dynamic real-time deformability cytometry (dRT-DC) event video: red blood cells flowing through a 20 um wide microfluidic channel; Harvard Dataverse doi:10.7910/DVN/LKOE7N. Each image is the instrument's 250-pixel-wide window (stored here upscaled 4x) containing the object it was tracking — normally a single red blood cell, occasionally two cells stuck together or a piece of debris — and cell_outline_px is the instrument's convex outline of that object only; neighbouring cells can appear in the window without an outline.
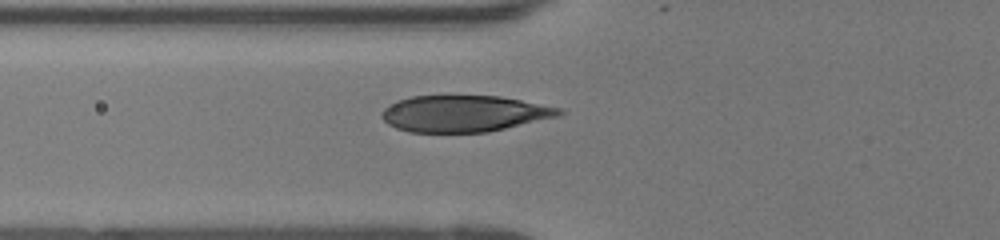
{"species": "human", "species_latin": "Homo sapiens", "temperature_condition": "room temperature", "stored_images_in_passage": 39, "camera_frame_rate_fps": 3000, "um_per_image_px": 0.085, "donor": {"sex": "female"}, "frame": {"image": 1, "passage_image": 9, "time_ms": 2.667, "image_size_px": [1000, 240], "cell_outline_px": [[564, 112], [560, 116], [488, 132], [408, 132], [396, 128], [388, 124], [380, 116], [384, 108], [388, 104], [412, 96], [500, 96], [560, 108]], "centroid_in_image_um": [39.43, 9.66], "position_along_channel_um": 86.4, "area_um2": 37.51}}
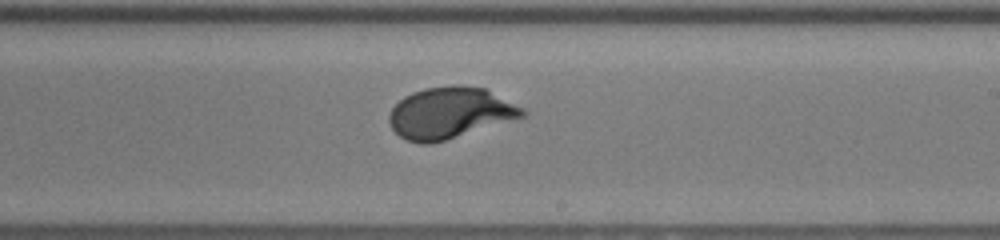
{"frame": {"image": 2, "passage_image": 21, "time_ms": 6.667, "image_size_px": [1000, 240], "cell_outline_px": [[528, 112], [524, 116], [432, 144], [420, 144], [408, 140], [400, 136], [392, 128], [388, 120], [388, 116], [392, 108], [404, 96], [412, 92], [424, 88], [456, 84], [460, 84], [488, 88], [524, 108]], "centroid_in_image_um": [38.26, 9.57], "position_along_channel_um": 250.7, "area_um2": 40.0}}
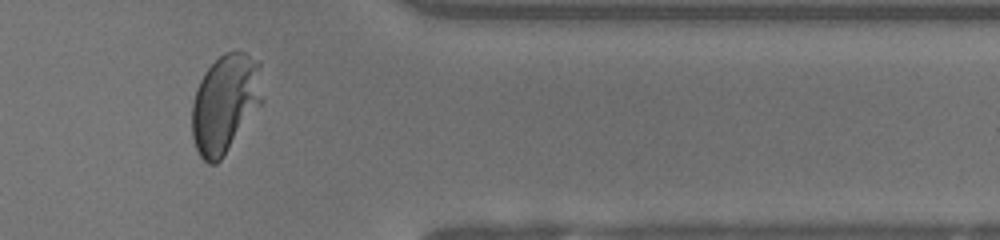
{"frame": {"image": 3, "passage_image": 32, "time_ms": 10.333, "image_size_px": [1000, 240], "cell_outline_px": [[264, 100], [220, 160], [216, 164], [208, 164], [200, 156], [196, 148], [192, 136], [192, 104], [196, 88], [204, 72], [224, 52], [244, 52], [260, 60]], "centroid_in_image_um": [19.15, 8.77], "position_along_channel_um": 392.2, "area_um2": 40.58}, "authors_computed_cell_mechanics": {"area_um2": 39.3618, "velocity_mm_per_s": 4.1019, "shape_relaxation_time_tau1_ms": 2.5397, "shape_relaxation_time_tau2_ms": null, "deformation_change_tau1": 0.2002, "deformation_change_tau2": null}}